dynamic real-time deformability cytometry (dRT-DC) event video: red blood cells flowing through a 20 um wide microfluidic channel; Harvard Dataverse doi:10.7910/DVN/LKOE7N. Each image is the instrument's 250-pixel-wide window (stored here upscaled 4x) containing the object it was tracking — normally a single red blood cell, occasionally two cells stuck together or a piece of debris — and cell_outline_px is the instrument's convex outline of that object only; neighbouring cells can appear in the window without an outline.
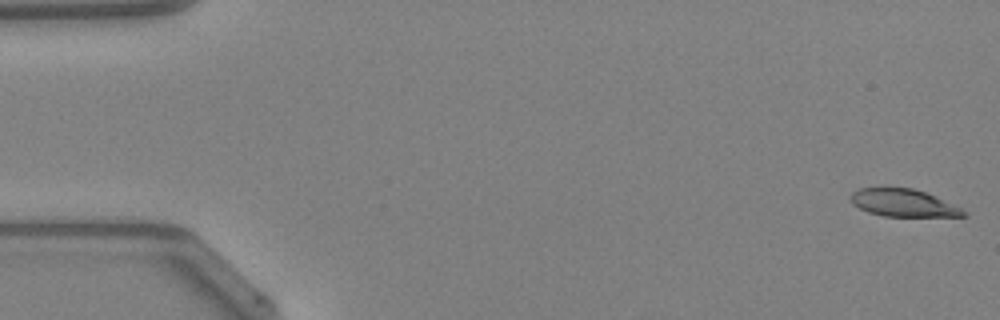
{"species": "Egyptian fruit bat (a non-hibernating species)", "species_latin": "Rousettus aegyptiacus", "temperature_condition": "warm", "stored_images_in_passage": 13, "camera_frame_rate_fps": 3000, "um_per_image_px": 0.085, "animal": {"sex": "female"}, "frame": {"image": 1, "passage_image": 1, "time_ms": 0.0, "image_size_px": [1000, 320], "cell_outline_px": [[968, 216], [884, 216], [868, 212], [852, 204], [852, 192], [860, 188], [912, 188], [936, 196], [968, 212]], "centroid_in_image_um": [76.8, 17.25], "position_along_channel_um": 8.2, "area_um2": 17.8}}
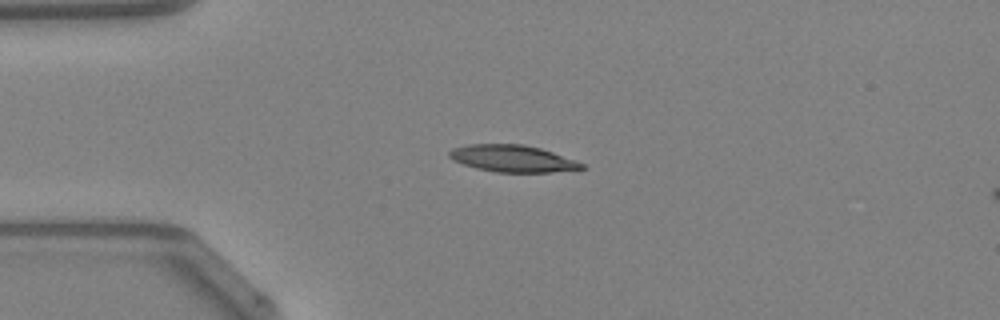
{"frame": {"image": 2, "passage_image": 12, "time_ms": 3.667, "image_size_px": [1000, 320], "cell_outline_px": [[588, 168], [552, 172], [496, 172], [476, 168], [452, 160], [448, 156], [448, 152], [452, 148], [468, 144], [524, 144], [540, 148], [552, 152], [584, 164]], "centroid_in_image_um": [43.54, 13.47], "position_along_channel_um": 41.5, "area_um2": 20.69}}